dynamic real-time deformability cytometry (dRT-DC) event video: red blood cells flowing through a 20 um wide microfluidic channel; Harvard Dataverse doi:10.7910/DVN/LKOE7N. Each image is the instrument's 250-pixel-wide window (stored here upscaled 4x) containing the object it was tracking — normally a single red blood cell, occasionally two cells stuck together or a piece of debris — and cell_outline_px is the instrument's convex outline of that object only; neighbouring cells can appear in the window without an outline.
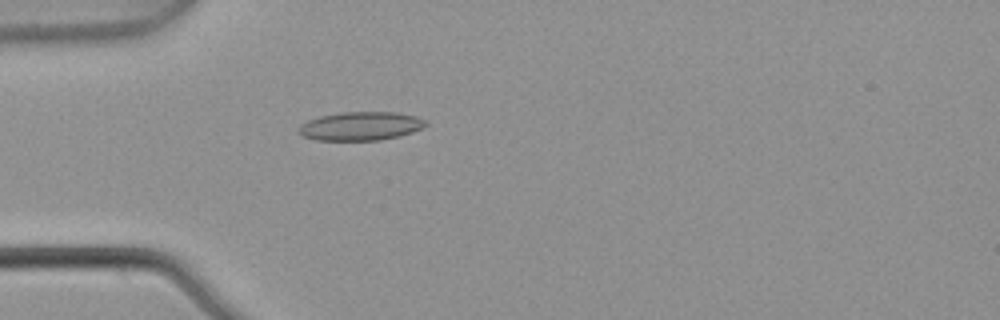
{"species": "common noctule bat (a hibernating species)", "species_latin": "Nyctalus noctula", "temperature_condition": "warm", "stored_images_in_passage": 1, "camera_frame_rate_fps": 3000, "um_per_image_px": 0.085, "animal": {"sex": "male", "body_mass_g": 21.5, "forearm_length_mm": 52.0}, "frame": {"image": 1, "passage_image": 1, "time_ms": 0.0, "image_size_px": [1000, 320], "cell_outline_px": [[428, 124], [424, 128], [400, 136], [380, 140], [316, 140], [304, 136], [296, 132], [300, 124], [308, 120], [320, 116], [340, 112], [396, 112], [416, 116], [424, 120]], "centroid_in_image_um": [30.65, 10.72], "position_along_channel_um": 54.3, "area_um2": 21.33}}